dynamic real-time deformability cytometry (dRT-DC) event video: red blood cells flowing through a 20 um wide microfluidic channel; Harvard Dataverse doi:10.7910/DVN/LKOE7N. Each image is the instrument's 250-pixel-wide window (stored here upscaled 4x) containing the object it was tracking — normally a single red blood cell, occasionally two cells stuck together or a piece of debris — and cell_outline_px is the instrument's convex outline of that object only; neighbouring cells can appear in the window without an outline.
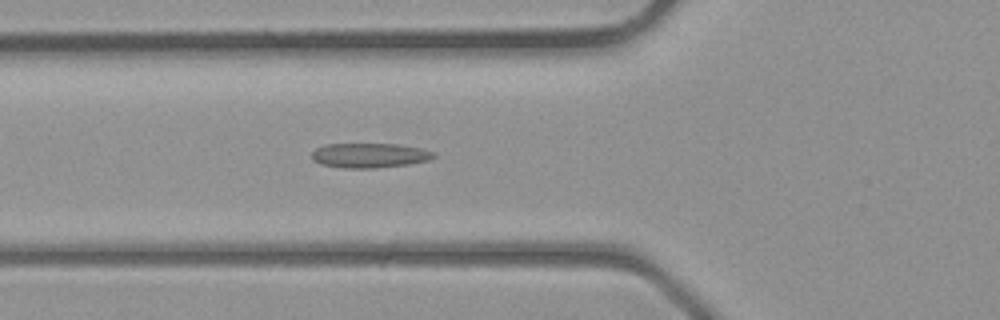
{"species": "common noctule bat (a hibernating species)", "species_latin": "Nyctalus noctula", "temperature_condition": "room temperature", "stored_images_in_passage": 35, "camera_frame_rate_fps": 3000, "um_per_image_px": 0.085, "animal": {"sex": "male", "body_mass_g": 23.1, "forearm_length_mm": 52.7}, "frame": {"image": 1, "passage_image": 10, "time_ms": 3.0, "image_size_px": [1000, 320], "cell_outline_px": [[436, 156], [428, 160], [408, 164], [376, 168], [344, 168], [320, 164], [312, 160], [312, 152], [316, 148], [324, 144], [396, 144], [420, 148], [436, 152]], "centroid_in_image_um": [31.39, 13.21], "position_along_channel_um": 94.4, "area_um2": 17.57}}
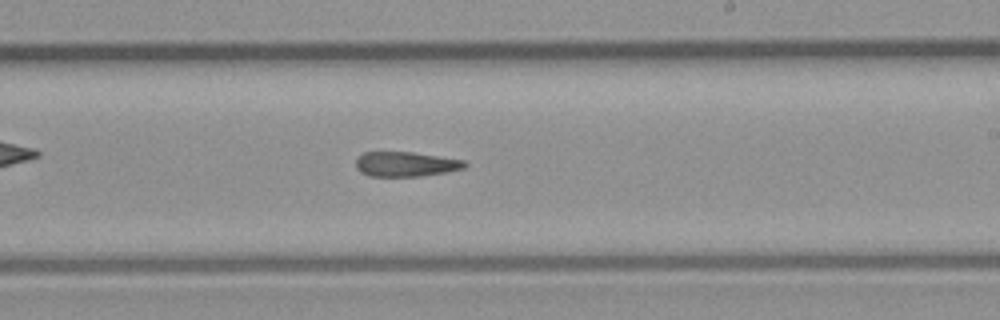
{"frame": {"image": 2, "passage_image": 19, "time_ms": 6.0, "image_size_px": [1000, 320], "cell_outline_px": [[468, 164], [464, 168], [444, 172], [420, 176], [368, 176], [360, 172], [356, 168], [356, 160], [364, 152], [412, 152], [464, 160]], "centroid_in_image_um": [34.47, 13.95], "position_along_channel_um": 254.5, "area_um2": 15.61}}
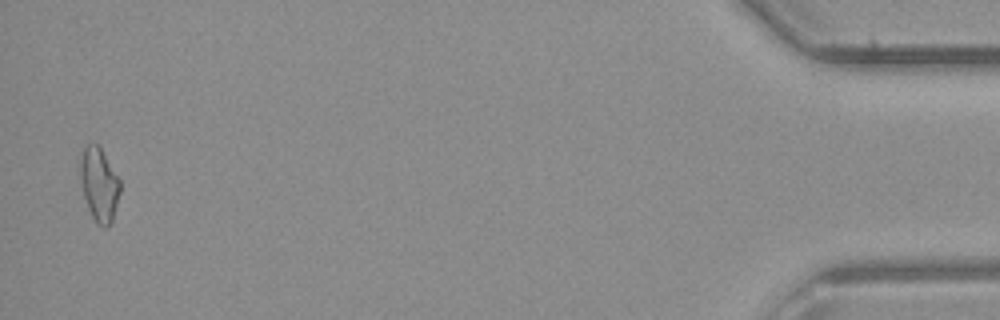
{"frame": {"image": 3, "passage_image": 34, "time_ms": 11.0, "image_size_px": [1000, 320], "cell_outline_px": [[120, 192], [112, 220], [104, 228], [96, 224], [88, 208], [84, 196], [80, 176], [80, 164], [84, 148], [88, 144], [96, 144], [100, 148], [120, 180]], "centroid_in_image_um": [8.43, 15.71], "position_along_channel_um": 426.8, "area_um2": 16.65}}